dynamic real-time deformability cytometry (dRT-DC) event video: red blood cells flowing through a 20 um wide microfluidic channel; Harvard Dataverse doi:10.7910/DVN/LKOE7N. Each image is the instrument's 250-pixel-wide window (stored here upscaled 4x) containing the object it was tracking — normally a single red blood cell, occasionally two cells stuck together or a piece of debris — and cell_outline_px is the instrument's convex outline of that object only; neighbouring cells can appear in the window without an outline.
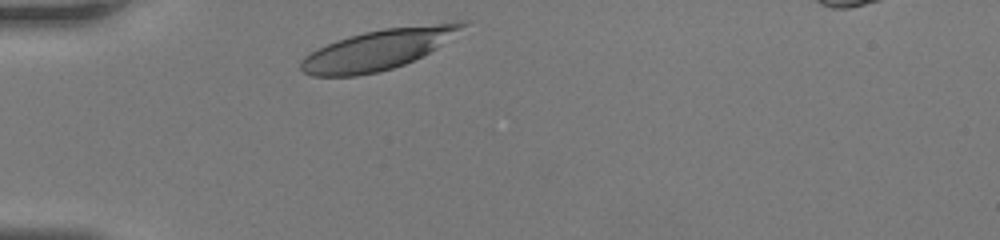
{"species": "human", "species_latin": "Homo sapiens", "temperature_condition": "room temperature", "stored_images_in_passage": 30, "camera_frame_rate_fps": 3000, "um_per_image_px": 0.085, "donor": {"sex": "female"}, "frame": {"image": 1, "passage_image": 1, "time_ms": 0.0, "image_size_px": [1000, 240], "cell_outline_px": [[468, 24], [436, 48], [404, 64], [380, 72], [356, 76], [312, 76], [304, 72], [300, 68], [300, 60], [304, 56], [328, 44], [348, 36], [364, 32], [384, 28], [456, 20], [468, 20]], "centroid_in_image_um": [32.16, 4.19], "position_along_channel_um": 52.8, "area_um2": 37.74}}
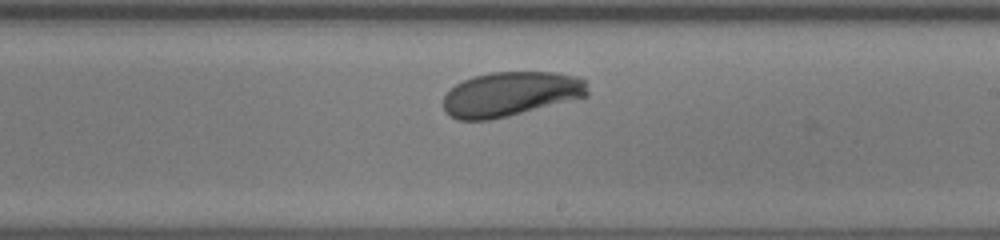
{"frame": {"image": 2, "passage_image": 18, "time_ms": 5.667, "image_size_px": [1000, 240], "cell_outline_px": [[588, 96], [492, 120], [456, 120], [448, 116], [444, 112], [444, 96], [456, 84], [472, 76], [488, 72], [556, 72], [576, 76], [584, 80], [588, 92]], "centroid_in_image_um": [43.37, 8.0], "position_along_channel_um": 245.6, "area_um2": 37.57}}
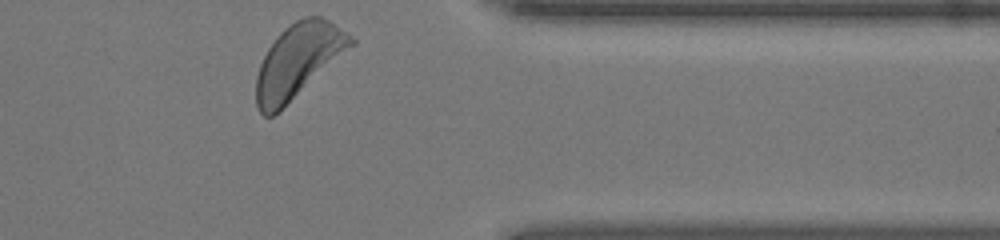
{"frame": {"image": 3, "passage_image": 30, "time_ms": 9.667, "image_size_px": [1000, 240], "cell_outline_px": [[356, 44], [272, 116], [264, 116], [260, 112], [256, 104], [256, 76], [260, 64], [268, 48], [276, 36], [284, 28], [296, 20], [304, 16], [320, 16], [328, 20], [356, 40]], "centroid_in_image_um": [25.33, 5.14], "position_along_channel_um": 386.1, "area_um2": 40.06}, "authors_computed_cell_mechanics": {"area_um2": 37.6278, "velocity_mm_per_s": 3.7323, "shape_relaxation_time_tau1_ms": 3.1431, "shape_relaxation_time_tau2_ms": null, "deformation_change_tau1": 0.1496, "deformation_change_tau2": null}}